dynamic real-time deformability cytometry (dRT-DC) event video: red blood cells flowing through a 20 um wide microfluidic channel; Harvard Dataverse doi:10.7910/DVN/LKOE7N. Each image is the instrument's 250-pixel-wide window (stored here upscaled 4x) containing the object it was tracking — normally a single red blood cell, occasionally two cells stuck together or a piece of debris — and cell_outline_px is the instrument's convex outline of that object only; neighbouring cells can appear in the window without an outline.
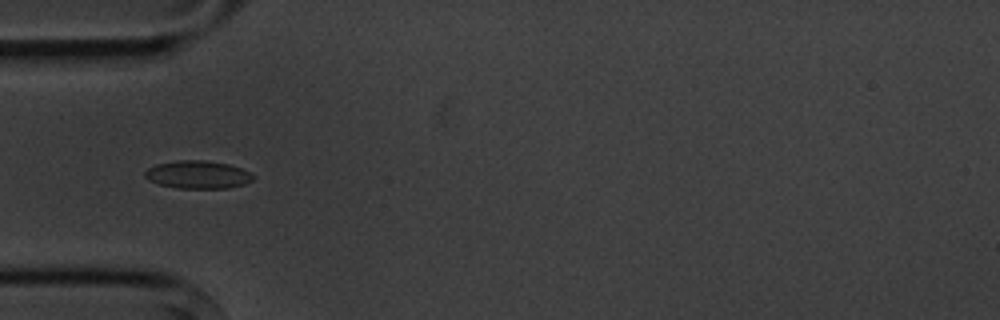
{"species": "common noctule bat (a hibernating species)", "species_latin": "Nyctalus noctula", "temperature_condition": "cold", "stored_images_in_passage": 4, "camera_frame_rate_fps": 3000, "um_per_image_px": 0.085, "animal": {"sex": "male", "body_mass_g": 20.1, "forearm_length_mm": 53.5}, "frame": {"image": 1, "passage_image": 1, "time_ms": 0.0, "image_size_px": [1000, 320], "cell_outline_px": [[256, 176], [252, 180], [244, 184], [228, 188], [176, 188], [160, 184], [148, 180], [144, 176], [144, 172], [148, 168], [156, 164], [176, 160], [204, 160], [228, 164], [240, 168]], "centroid_in_image_um": [16.79, 14.84], "position_along_channel_um": 68.2, "area_um2": 17.57}}
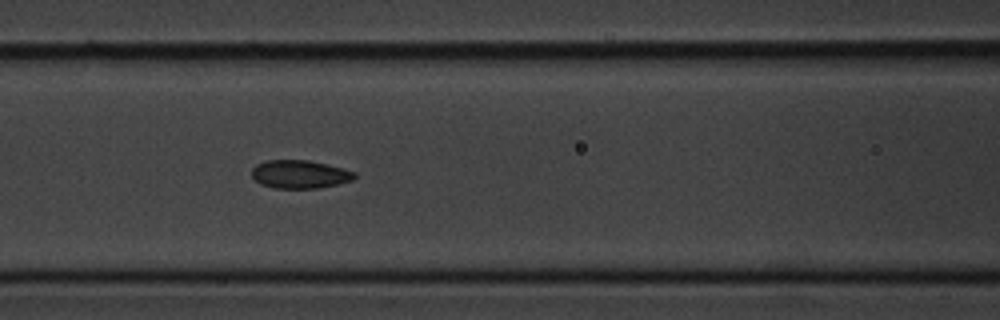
{"frame": {"image": 2, "passage_image": 3, "time_ms": 2.0, "image_size_px": [1000, 320], "cell_outline_px": [[356, 176], [352, 180], [320, 188], [276, 188], [260, 184], [252, 176], [252, 168], [256, 164], [268, 160], [308, 160], [344, 168], [356, 172]], "centroid_in_image_um": [25.48, 14.81], "position_along_channel_um": 141.1, "area_um2": 16.88}}
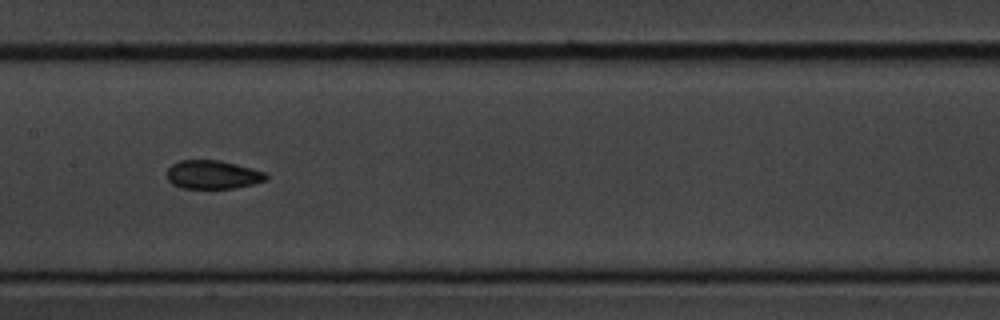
{"frame": {"image": 3, "passage_image": 4, "time_ms": 3.333, "image_size_px": [1000, 320], "cell_outline_px": [[268, 180], [236, 188], [180, 188], [172, 184], [168, 180], [168, 168], [172, 164], [180, 160], [220, 160], [252, 168], [264, 172], [268, 176]], "centroid_in_image_um": [18.09, 14.84], "position_along_channel_um": 189.3, "area_um2": 16.53}}